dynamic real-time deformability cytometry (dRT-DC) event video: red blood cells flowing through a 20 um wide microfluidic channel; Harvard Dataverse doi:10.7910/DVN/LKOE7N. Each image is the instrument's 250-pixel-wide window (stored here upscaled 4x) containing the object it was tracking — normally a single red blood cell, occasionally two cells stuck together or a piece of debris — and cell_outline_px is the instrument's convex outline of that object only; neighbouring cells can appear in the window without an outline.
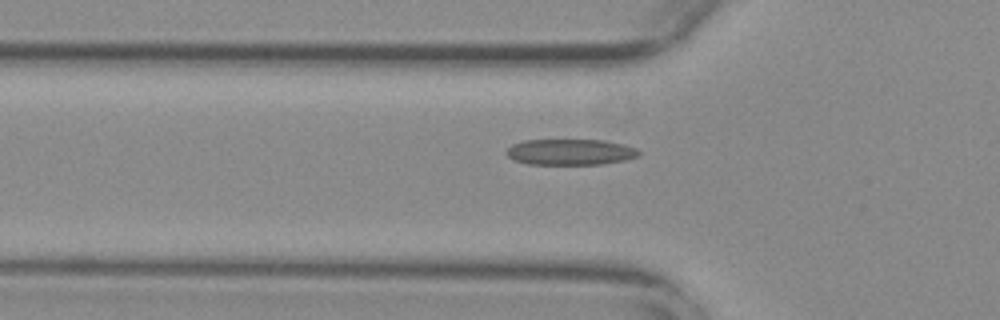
{"species": "common noctule bat (a hibernating species)", "species_latin": "Nyctalus noctula", "temperature_condition": "warm", "stored_images_in_passage": 40, "camera_frame_rate_fps": 3000, "um_per_image_px": 0.085, "animal": {"sex": "female", "body_mass_g": 29.2, "forearm_length_mm": 56.3}, "frame": {"image": 1, "passage_image": 8, "time_ms": 2.333, "image_size_px": [1000, 320], "cell_outline_px": [[640, 152], [636, 156], [624, 160], [600, 164], [528, 164], [516, 160], [508, 156], [504, 152], [512, 144], [524, 140], [604, 140], [624, 144], [636, 148]], "centroid_in_image_um": [48.45, 12.91], "position_along_channel_um": 77.3, "area_um2": 19.88}}
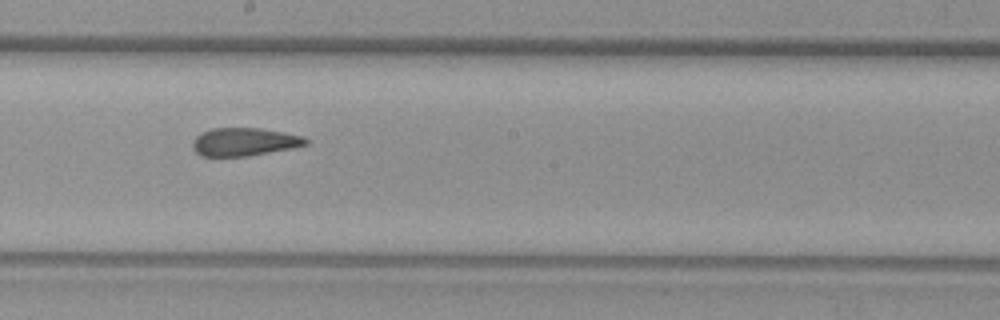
{"frame": {"image": 2, "passage_image": 20, "time_ms": 6.333, "image_size_px": [1000, 320], "cell_outline_px": [[308, 144], [292, 148], [248, 156], [200, 156], [192, 148], [192, 144], [196, 136], [212, 128], [260, 128], [304, 136], [308, 140]], "centroid_in_image_um": [20.77, 12.06], "position_along_channel_um": 227.4, "area_um2": 18.44}}
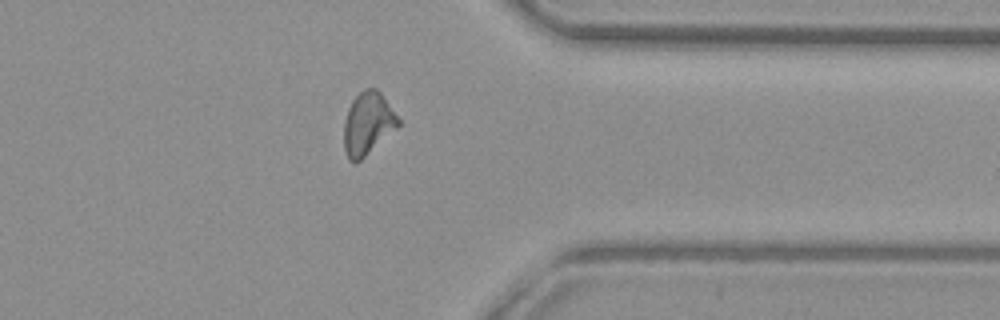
{"frame": {"image": 3, "passage_image": 33, "time_ms": 10.667, "image_size_px": [1000, 320], "cell_outline_px": [[400, 124], [396, 128], [356, 164], [348, 160], [344, 148], [344, 120], [348, 108], [352, 100], [364, 88], [376, 88], [380, 92], [400, 120]], "centroid_in_image_um": [31.23, 10.51], "position_along_channel_um": 380.2, "area_um2": 19.65}}